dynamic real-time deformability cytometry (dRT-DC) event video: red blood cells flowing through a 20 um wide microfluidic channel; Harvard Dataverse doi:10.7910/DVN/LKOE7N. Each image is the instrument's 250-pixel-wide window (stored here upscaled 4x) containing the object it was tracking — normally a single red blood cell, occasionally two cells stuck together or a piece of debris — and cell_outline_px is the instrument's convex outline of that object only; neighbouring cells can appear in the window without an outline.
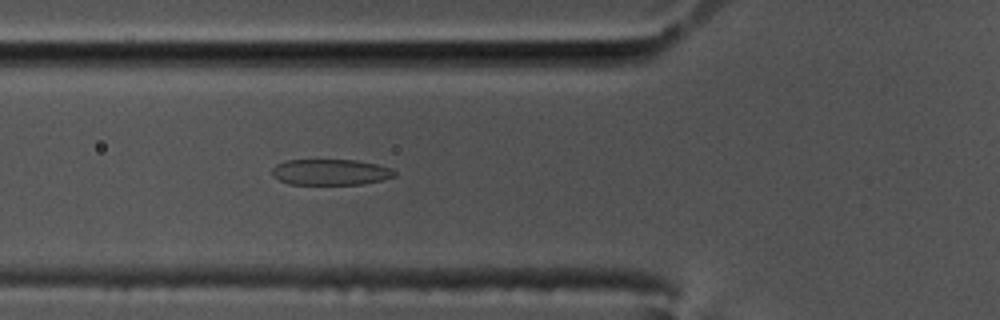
{"species": "common noctule bat (a hibernating species)", "species_latin": "Nyctalus noctula", "temperature_condition": "cold", "stored_images_in_passage": 25, "camera_frame_rate_fps": 3000, "um_per_image_px": 0.085, "animal": {"sex": "male", "body_mass_g": 17.5, "forearm_length_mm": 52.3}, "frame": {"image": 1, "passage_image": 16, "time_ms": 5.0, "image_size_px": [1000, 320], "cell_outline_px": [[396, 176], [380, 180], [360, 184], [288, 184], [272, 176], [272, 168], [276, 164], [284, 160], [356, 160], [376, 164], [392, 168], [396, 172]], "centroid_in_image_um": [28.07, 14.62], "position_along_channel_um": 97.7, "area_um2": 18.5}}
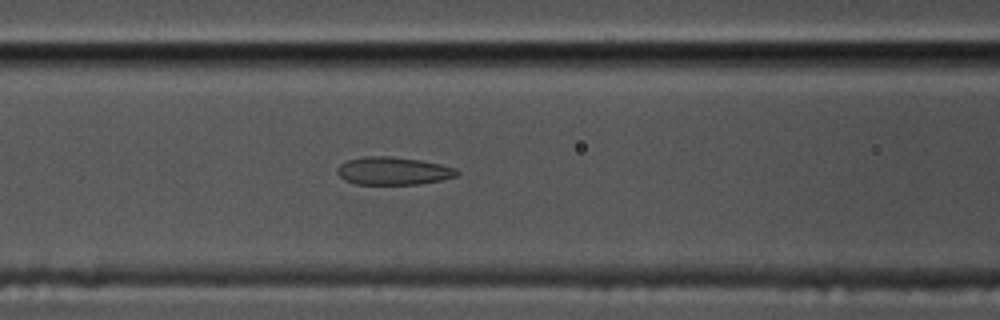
{"frame": {"image": 2, "passage_image": 19, "time_ms": 6.0, "image_size_px": [1000, 320], "cell_outline_px": [[460, 172], [456, 176], [440, 180], [420, 184], [356, 184], [344, 180], [336, 172], [336, 168], [344, 160], [364, 156], [388, 156], [420, 160], [440, 164], [456, 168]], "centroid_in_image_um": [33.38, 14.52], "position_along_channel_um": 133.2, "area_um2": 19.54}}
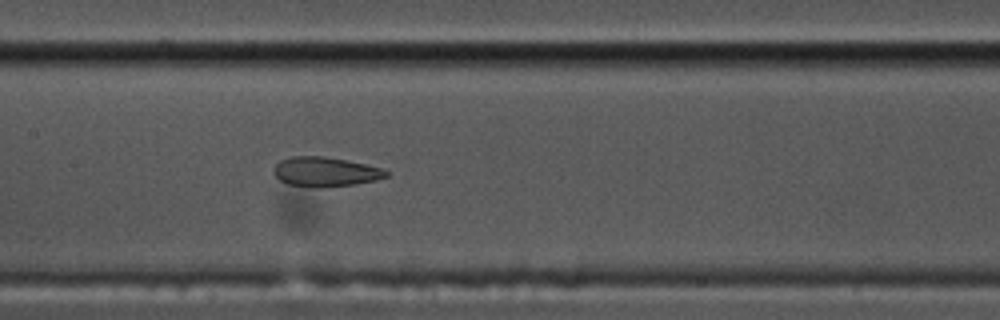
{"frame": {"image": 3, "passage_image": 23, "time_ms": 7.333, "image_size_px": [1000, 320], "cell_outline_px": [[388, 176], [376, 180], [352, 184], [316, 188], [288, 184], [280, 180], [272, 172], [272, 168], [280, 160], [292, 156], [324, 156], [364, 164], [380, 168], [388, 172]], "centroid_in_image_um": [27.59, 14.6], "position_along_channel_um": 179.8, "area_um2": 19.19}}